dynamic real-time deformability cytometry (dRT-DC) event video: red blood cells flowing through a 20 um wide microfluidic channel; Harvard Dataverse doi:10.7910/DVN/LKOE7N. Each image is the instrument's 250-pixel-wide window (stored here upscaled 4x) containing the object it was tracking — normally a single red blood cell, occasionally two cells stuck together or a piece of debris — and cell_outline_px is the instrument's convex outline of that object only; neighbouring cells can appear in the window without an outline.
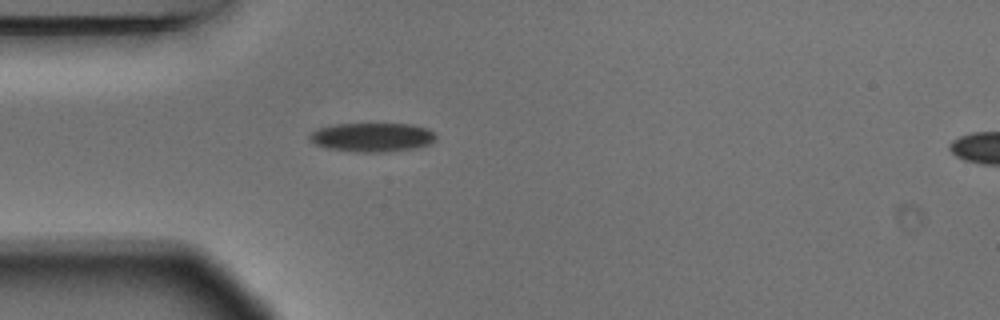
{"species": "Egyptian fruit bat (a non-hibernating species)", "species_latin": "Rousettus aegyptiacus", "temperature_condition": "warm", "stored_images_in_passage": 2, "segment_of_instrument_passage": [1, 2], "camera_frame_rate_fps": 3000, "um_per_image_px": 0.085, "animal": {"sex": "male"}, "frame": {"image": 1, "passage_image": 1, "time_ms": 0.0, "image_size_px": [1000, 320], "cell_outline_px": [[436, 140], [432, 144], [416, 148], [384, 152], [356, 152], [328, 148], [316, 144], [308, 136], [312, 132], [320, 128], [332, 124], [412, 124], [428, 128], [436, 132]], "centroid_in_image_um": [31.72, 11.66], "position_along_channel_um": 53.3, "area_um2": 21.44}}